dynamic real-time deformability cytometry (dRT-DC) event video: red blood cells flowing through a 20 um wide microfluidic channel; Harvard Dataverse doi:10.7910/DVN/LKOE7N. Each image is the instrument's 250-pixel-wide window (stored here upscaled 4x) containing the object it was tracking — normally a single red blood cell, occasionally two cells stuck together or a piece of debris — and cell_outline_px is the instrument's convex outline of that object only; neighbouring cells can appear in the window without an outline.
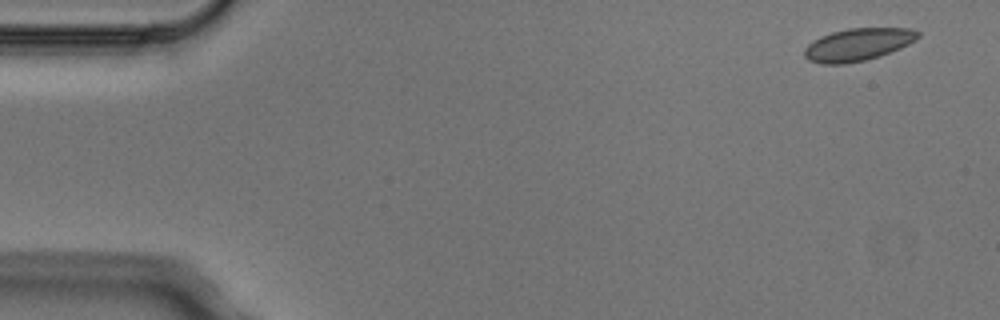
{"species": "Egyptian fruit bat (a non-hibernating species)", "species_latin": "Rousettus aegyptiacus", "temperature_condition": "cold", "stored_images_in_passage": 5, "camera_frame_rate_fps": 3000, "um_per_image_px": 0.085, "animal": {"sex": "male"}, "frame": {"image": 1, "passage_image": 1, "time_ms": 0.0, "image_size_px": [1000, 320], "cell_outline_px": [[920, 36], [916, 40], [900, 48], [880, 56], [864, 60], [844, 64], [820, 64], [808, 60], [804, 56], [804, 48], [808, 44], [820, 36], [832, 32], [848, 28], [912, 28], [920, 32]], "centroid_in_image_um": [72.92, 3.78], "position_along_channel_um": 12.1, "area_um2": 21.62}}
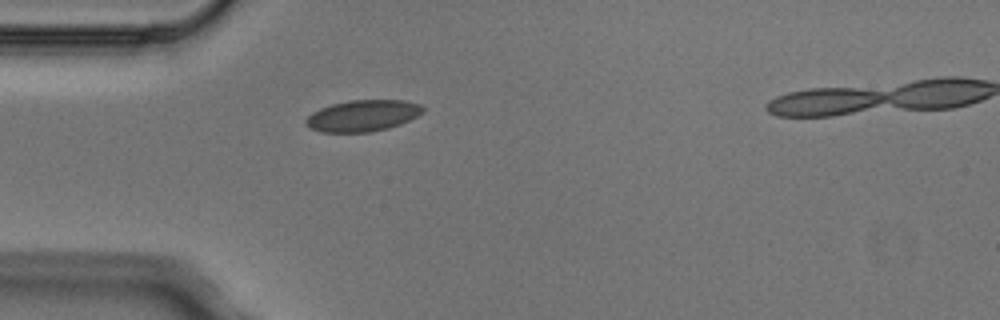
{"frame": {"image": 2, "passage_image": 4, "time_ms": 1.0, "image_size_px": [1000, 320], "cell_outline_px": [[424, 112], [400, 124], [388, 128], [368, 132], [320, 132], [308, 128], [304, 124], [304, 120], [312, 112], [320, 108], [332, 104], [348, 100], [404, 100], [420, 104], [424, 108]], "centroid_in_image_um": [30.79, 9.83], "position_along_channel_um": 54.2, "area_um2": 21.5}}